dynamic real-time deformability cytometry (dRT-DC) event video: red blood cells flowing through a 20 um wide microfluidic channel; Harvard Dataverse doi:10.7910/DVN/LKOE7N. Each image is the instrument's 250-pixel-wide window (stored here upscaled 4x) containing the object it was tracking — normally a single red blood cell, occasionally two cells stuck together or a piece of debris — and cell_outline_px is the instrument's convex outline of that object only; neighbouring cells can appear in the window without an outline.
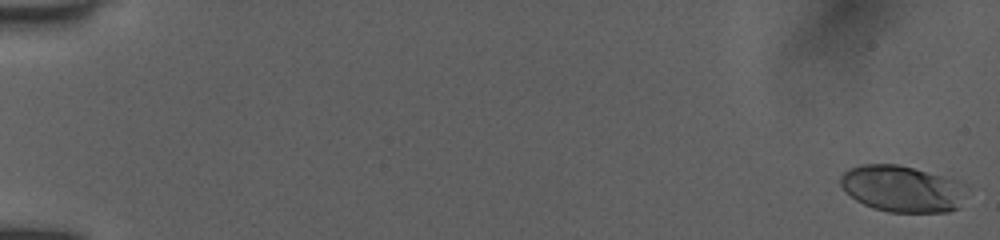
{"species": "human", "species_latin": "Homo sapiens", "temperature_condition": "room temperature", "stored_images_in_passage": 21, "camera_frame_rate_fps": 3000, "um_per_image_px": 0.085, "donor": {"sex": "female"}, "frame": {"image": 1, "passage_image": 1, "time_ms": 0.0, "image_size_px": [1000, 240], "cell_outline_px": [[968, 188], [960, 208], [948, 212], [888, 212], [872, 208], [856, 200], [840, 184], [840, 176], [848, 168], [860, 164], [896, 164], [912, 168], [956, 180], [968, 184]], "centroid_in_image_um": [76.73, 16.05], "position_along_channel_um": 8.3, "area_um2": 34.33}}
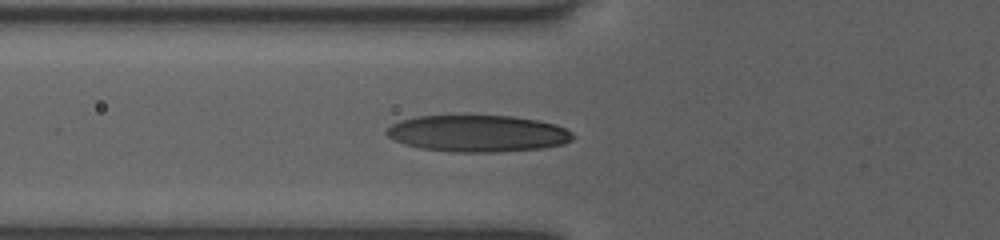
{"frame": {"image": 2, "passage_image": 13, "time_ms": 6.667, "image_size_px": [1000, 240], "cell_outline_px": [[576, 136], [572, 140], [564, 144], [544, 148], [496, 152], [448, 152], [420, 148], [404, 144], [388, 136], [384, 132], [392, 124], [400, 120], [416, 116], [512, 116], [536, 120], [556, 124], [572, 132]], "centroid_in_image_um": [40.62, 11.35], "position_along_channel_um": 85.2, "area_um2": 40.0}}
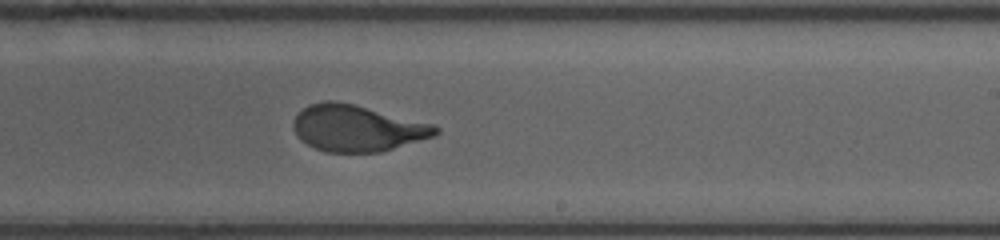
{"frame": {"image": 3, "passage_image": 21, "time_ms": 11.0, "image_size_px": [1000, 240], "cell_outline_px": [[440, 132], [436, 136], [380, 152], [324, 152], [300, 140], [296, 136], [292, 124], [296, 116], [308, 104], [324, 100], [336, 100], [356, 104], [432, 124], [440, 128]], "centroid_in_image_um": [30.35, 10.89], "position_along_channel_um": 258.6, "area_um2": 38.61}}